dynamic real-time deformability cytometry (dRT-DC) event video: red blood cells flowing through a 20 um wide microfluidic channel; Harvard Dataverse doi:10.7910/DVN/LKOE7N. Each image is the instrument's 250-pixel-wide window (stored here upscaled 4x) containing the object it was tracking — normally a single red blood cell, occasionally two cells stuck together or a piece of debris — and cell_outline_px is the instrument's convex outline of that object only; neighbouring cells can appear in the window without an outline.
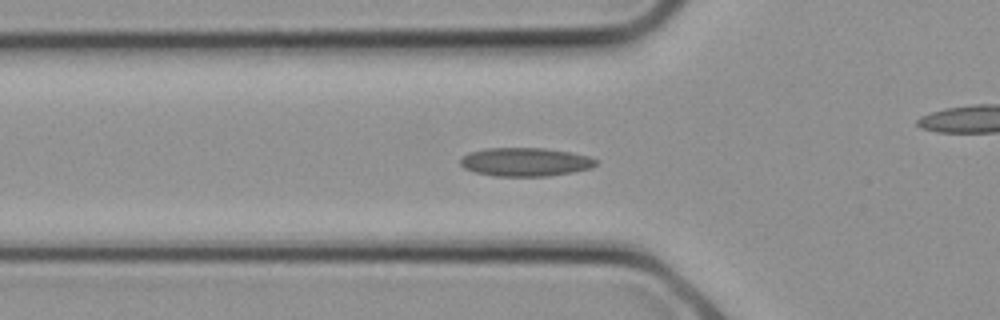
{"species": "common noctule bat (a hibernating species)", "species_latin": "Nyctalus noctula", "temperature_condition": "cold", "stored_images_in_passage": 29, "camera_frame_rate_fps": 3000, "um_per_image_px": 0.085, "animal": {"sex": "female", "body_mass_g": 21.9}, "frame": {"image": 1, "passage_image": 10, "time_ms": 3.0, "image_size_px": [1000, 320], "cell_outline_px": [[600, 160], [592, 168], [572, 172], [548, 176], [496, 176], [476, 172], [464, 168], [460, 164], [460, 156], [468, 152], [484, 148], [544, 148], [572, 152], [588, 156]], "centroid_in_image_um": [44.65, 13.76], "position_along_channel_um": 81.2, "area_um2": 22.77}}
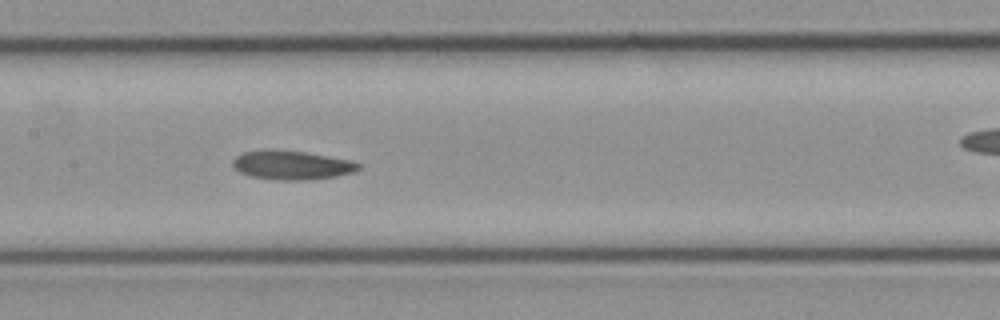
{"frame": {"image": 2, "passage_image": 14, "time_ms": 4.333, "image_size_px": [1000, 320], "cell_outline_px": [[360, 168], [356, 172], [336, 176], [312, 180], [276, 180], [252, 176], [240, 172], [232, 164], [232, 160], [236, 156], [244, 152], [264, 148], [268, 148], [308, 152], [352, 160], [360, 164]], "centroid_in_image_um": [24.82, 14.02], "position_along_channel_um": 182.6, "area_um2": 21.68}}
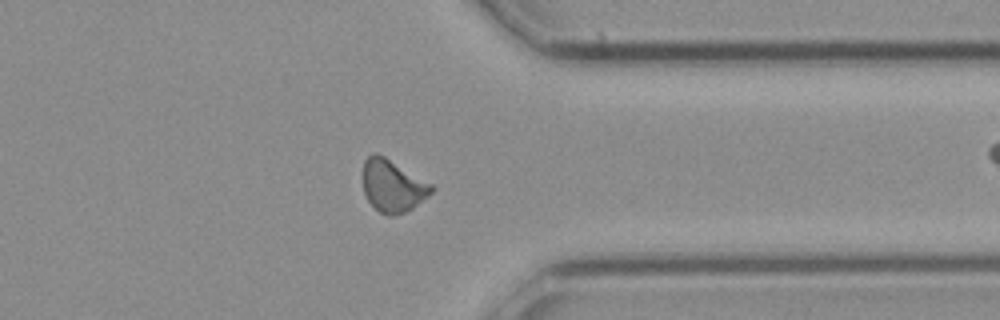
{"frame": {"image": 3, "passage_image": 22, "time_ms": 7.0, "image_size_px": [1000, 320], "cell_outline_px": [[436, 188], [428, 196], [412, 208], [404, 212], [392, 216], [388, 216], [380, 212], [368, 200], [364, 192], [364, 160], [372, 152], [376, 152], [384, 156], [432, 184]], "centroid_in_image_um": [33.39, 15.79], "position_along_channel_um": 378.0, "area_um2": 20.63}}